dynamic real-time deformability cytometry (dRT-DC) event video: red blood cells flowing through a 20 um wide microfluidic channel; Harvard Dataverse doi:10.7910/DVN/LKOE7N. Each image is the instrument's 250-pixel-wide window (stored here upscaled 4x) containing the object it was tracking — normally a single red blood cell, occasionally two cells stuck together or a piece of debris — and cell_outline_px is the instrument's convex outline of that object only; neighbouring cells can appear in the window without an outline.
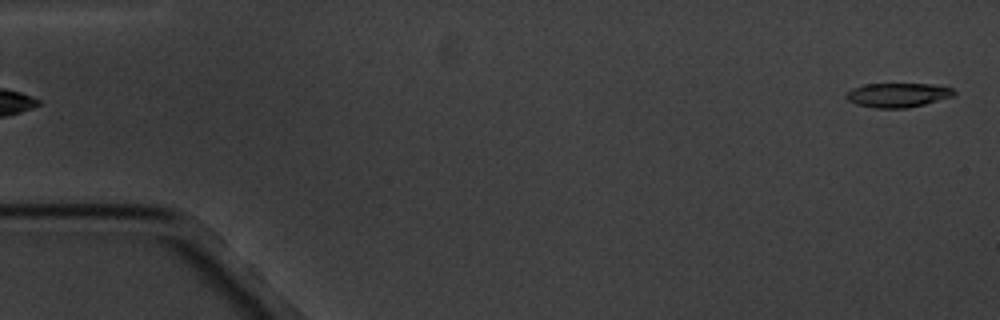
{"species": "common noctule bat (a hibernating species)", "species_latin": "Nyctalus noctula", "temperature_condition": "cold", "stored_images_in_passage": 4, "segment_of_instrument_passage": [2, 2], "camera_frame_rate_fps": 3000, "um_per_image_px": 0.085, "animal": {"sex": "male", "body_mass_g": 20.1, "forearm_length_mm": 53.5}, "frame": {"image": 1, "passage_image": 4, "time_ms": 4.333, "image_size_px": [1000, 320], "cell_outline_px": [[956, 96], [908, 108], [876, 108], [856, 104], [848, 100], [844, 96], [852, 88], [864, 84], [932, 84], [952, 88], [956, 92]], "centroid_in_image_um": [76.33, 8.08], "position_along_channel_um": 8.7, "area_um2": 15.32}}